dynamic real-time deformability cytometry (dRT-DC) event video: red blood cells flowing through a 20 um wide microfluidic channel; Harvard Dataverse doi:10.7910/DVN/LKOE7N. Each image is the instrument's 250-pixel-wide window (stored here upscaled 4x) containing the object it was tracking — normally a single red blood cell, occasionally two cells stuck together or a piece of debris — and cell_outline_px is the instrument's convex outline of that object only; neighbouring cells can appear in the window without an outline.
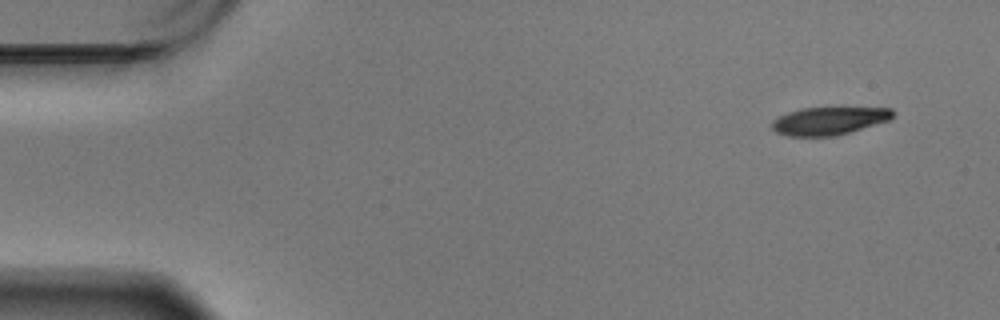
{"species": "Egyptian fruit bat (a non-hibernating species)", "species_latin": "Rousettus aegyptiacus", "temperature_condition": "warm", "stored_images_in_passage": 55, "camera_frame_rate_fps": 3000, "um_per_image_px": 0.085, "animal": {"sex": "male"}, "frame": {"image": 1, "passage_image": 1, "time_ms": 0.0, "image_size_px": [1000, 320], "cell_outline_px": [[892, 116], [888, 120], [836, 136], [788, 136], [776, 132], [772, 128], [772, 120], [788, 112], [800, 108], [892, 108]], "centroid_in_image_um": [70.41, 10.27], "position_along_channel_um": 14.6, "area_um2": 19.31}}
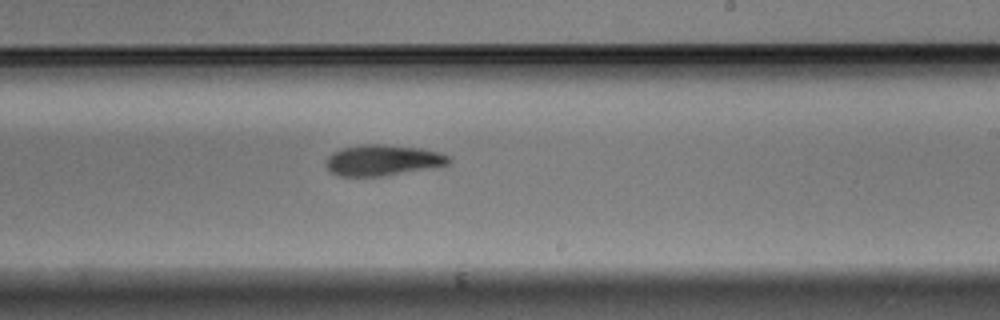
{"frame": {"image": 2, "passage_image": 32, "time_ms": 10.333, "image_size_px": [1000, 320], "cell_outline_px": [[452, 164], [388, 176], [340, 176], [332, 172], [324, 164], [324, 160], [332, 152], [340, 148], [364, 144], [384, 144], [420, 148], [440, 152], [452, 156]], "centroid_in_image_um": [32.57, 13.62], "position_along_channel_um": 256.4, "area_um2": 22.6}}
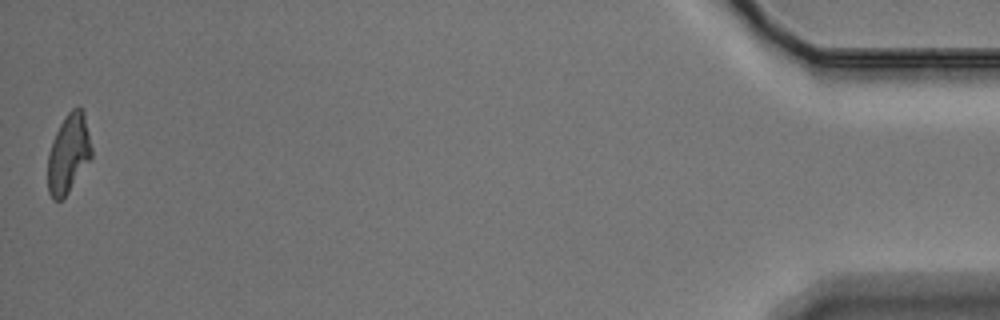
{"frame": {"image": 3, "passage_image": 55, "time_ms": 18.0, "image_size_px": [1000, 320], "cell_outline_px": [[92, 156], [68, 192], [60, 200], [52, 200], [48, 192], [48, 152], [52, 140], [60, 124], [68, 112], [72, 108], [80, 108], [84, 112], [92, 148]], "centroid_in_image_um": [5.81, 13.05], "position_along_channel_um": 429.4, "area_um2": 19.94}, "authors_computed_cell_mechanics": {"area_um2": 22.1952, "velocity_mm_per_s": 3.456, "shape_relaxation_time_tau1_ms": 8.3746, "shape_relaxation_time_tau2_ms": 9.0195, "deformation_change_tau1": 0.191, "deformation_change_tau2": 0.1846}}